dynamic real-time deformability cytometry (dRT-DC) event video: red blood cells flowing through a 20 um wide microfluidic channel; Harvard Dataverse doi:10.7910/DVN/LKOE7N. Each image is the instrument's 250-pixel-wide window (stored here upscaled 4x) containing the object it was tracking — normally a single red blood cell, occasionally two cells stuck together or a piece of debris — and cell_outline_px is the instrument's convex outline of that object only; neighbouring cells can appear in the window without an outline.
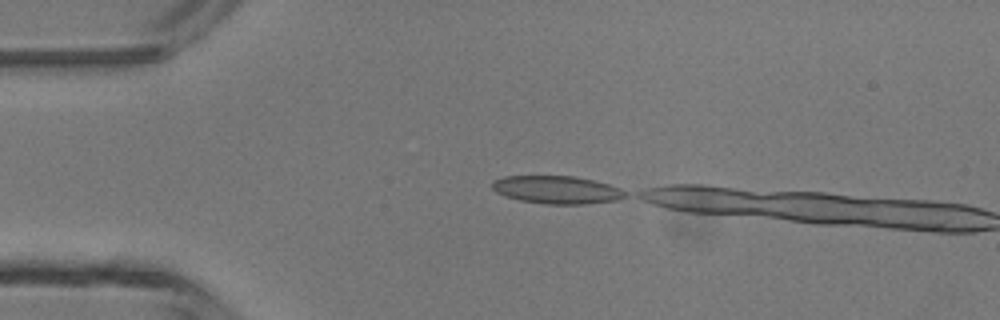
{"species": "common noctule bat (a hibernating species)", "species_latin": "Nyctalus noctula", "temperature_condition": "room temperature", "stored_images_in_passage": 2, "camera_frame_rate_fps": 3000, "um_per_image_px": 0.085, "animal": {"sex": "male", "body_mass_g": 13.3}, "frame": {"image": 1, "passage_image": 1, "time_ms": 0.0, "image_size_px": [1000, 320], "cell_outline_px": [[628, 196], [616, 200], [584, 204], [544, 204], [520, 200], [504, 196], [496, 192], [492, 188], [492, 180], [504, 176], [576, 176], [608, 184], [620, 188], [628, 192]], "centroid_in_image_um": [47.33, 16.13], "position_along_channel_um": 37.7, "area_um2": 21.73}}